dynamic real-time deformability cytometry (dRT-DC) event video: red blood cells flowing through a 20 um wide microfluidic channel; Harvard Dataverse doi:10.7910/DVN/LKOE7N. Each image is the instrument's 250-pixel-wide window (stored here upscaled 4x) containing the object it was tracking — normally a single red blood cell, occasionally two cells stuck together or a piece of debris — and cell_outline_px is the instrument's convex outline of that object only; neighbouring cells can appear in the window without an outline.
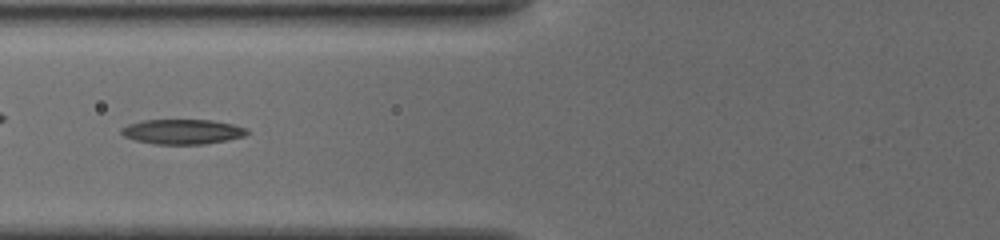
{"species": "common noctule bat (a hibernating species)", "species_latin": "Nyctalus noctula", "temperature_condition": "cold", "stored_images_in_passage": 41, "camera_frame_rate_fps": 3000, "um_per_image_px": 0.085, "animal": {"sex": "female", "body_mass_g": 19.5, "forearm_length_mm": 54.1}, "frame": {"image": 1, "passage_image": 17, "time_ms": 6.0, "image_size_px": [1000, 240], "cell_outline_px": [[248, 132], [244, 136], [228, 140], [204, 144], [152, 144], [136, 140], [124, 136], [120, 132], [120, 128], [128, 124], [140, 120], [212, 120], [232, 124], [248, 128]], "centroid_in_image_um": [15.49, 11.19], "position_along_channel_um": 110.3, "area_um2": 18.32}}
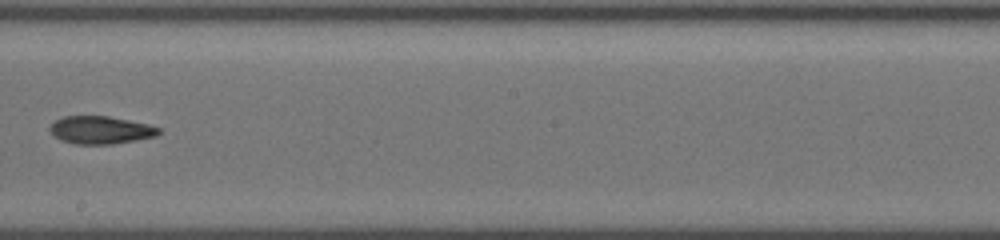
{"frame": {"image": 2, "passage_image": 23, "time_ms": 9.333, "image_size_px": [1000, 240], "cell_outline_px": [[160, 132], [156, 136], [136, 140], [112, 144], [76, 144], [64, 140], [56, 136], [48, 128], [56, 120], [64, 116], [108, 116], [148, 124], [160, 128]], "centroid_in_image_um": [8.58, 11.05], "position_along_channel_um": 239.6, "area_um2": 17.34}}
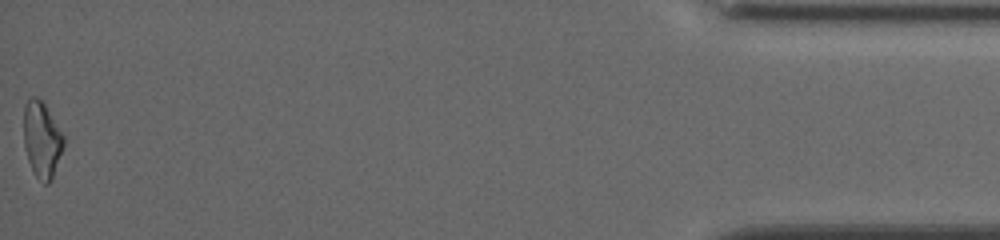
{"frame": {"image": 3, "passage_image": 41, "time_ms": 16.333, "image_size_px": [1000, 240], "cell_outline_px": [[64, 144], [52, 180], [48, 184], [44, 184], [36, 176], [28, 160], [24, 144], [24, 104], [32, 96], [36, 96], [44, 100], [64, 136]], "centroid_in_image_um": [3.57, 11.82], "position_along_channel_um": 431.6, "area_um2": 17.86}, "authors_computed_cell_mechanics": {"area_um2": 17.8602, "velocity_mm_per_s": 3.8786, "shape_relaxation_time_tau1_ms": 5.8769, "shape_relaxation_time_tau2_ms": 6.5141, "deformation_change_tau1": 0.1592, "deformation_change_tau2": 0.15}}